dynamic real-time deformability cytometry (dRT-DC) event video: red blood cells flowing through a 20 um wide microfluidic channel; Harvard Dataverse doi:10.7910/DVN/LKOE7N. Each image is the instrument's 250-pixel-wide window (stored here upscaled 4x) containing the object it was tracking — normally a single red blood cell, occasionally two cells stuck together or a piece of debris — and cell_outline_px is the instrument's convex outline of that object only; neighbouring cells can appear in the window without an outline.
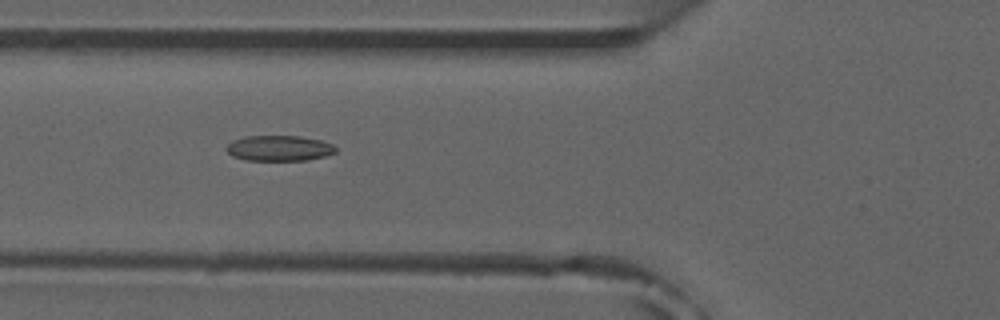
{"species": "common noctule bat (a hibernating species)", "species_latin": "Nyctalus noctula", "temperature_condition": "room temperature", "stored_images_in_passage": 4, "camera_frame_rate_fps": 3000, "um_per_image_px": 0.085, "animal": {"sex": "male", "forearm_length_mm": 52.5}, "frame": {"image": 1, "passage_image": 3, "time_ms": 2.333, "image_size_px": [1000, 320], "cell_outline_px": [[336, 152], [324, 156], [308, 160], [244, 160], [232, 156], [224, 148], [232, 140], [244, 136], [300, 136], [320, 140], [332, 144], [336, 148]], "centroid_in_image_um": [23.69, 12.59], "position_along_channel_um": 102.1, "area_um2": 16.3}}
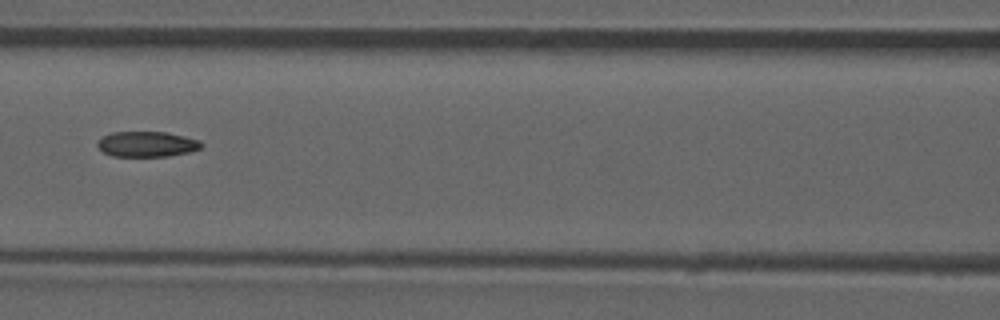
{"frame": {"image": 2, "passage_image": 4, "time_ms": 3.667, "image_size_px": [1000, 320], "cell_outline_px": [[204, 144], [200, 148], [188, 152], [168, 156], [112, 156], [104, 152], [96, 144], [104, 136], [112, 132], [164, 132], [184, 136], [200, 140]], "centroid_in_image_um": [12.51, 12.25], "position_along_channel_um": 154.1, "area_um2": 15.2}}